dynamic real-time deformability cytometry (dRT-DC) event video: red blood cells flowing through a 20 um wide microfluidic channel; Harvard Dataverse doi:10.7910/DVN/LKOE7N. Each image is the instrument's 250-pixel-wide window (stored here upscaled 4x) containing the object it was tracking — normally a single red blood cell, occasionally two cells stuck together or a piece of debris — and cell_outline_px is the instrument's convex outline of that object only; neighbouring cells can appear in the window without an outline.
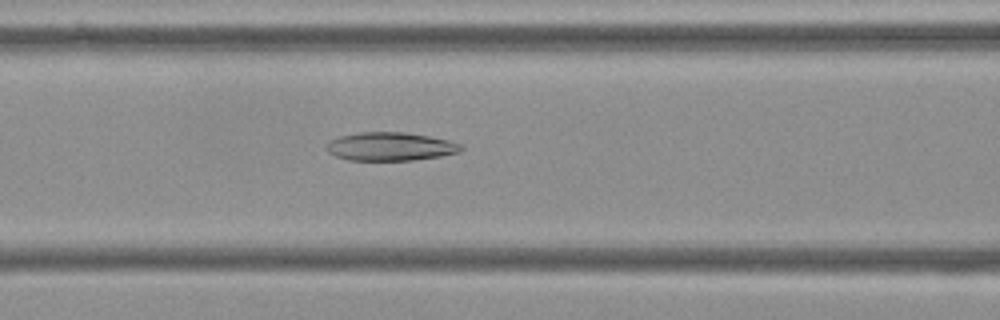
{"species": "Egyptian fruit bat (a non-hibernating species)", "species_latin": "Rousettus aegyptiacus", "temperature_condition": "cold", "stored_images_in_passage": 51, "camera_frame_rate_fps": 3000, "um_per_image_px": 0.085, "frame": {"image": 1, "passage_image": 23, "time_ms": 7.333, "image_size_px": [1000, 320], "cell_outline_px": [[464, 148], [460, 152], [440, 156], [412, 160], [348, 160], [336, 156], [328, 152], [328, 144], [332, 140], [340, 136], [360, 132], [404, 132], [428, 136], [448, 140], [460, 144]], "centroid_in_image_um": [33.21, 12.45], "position_along_channel_um": 133.4, "area_um2": 22.02}}
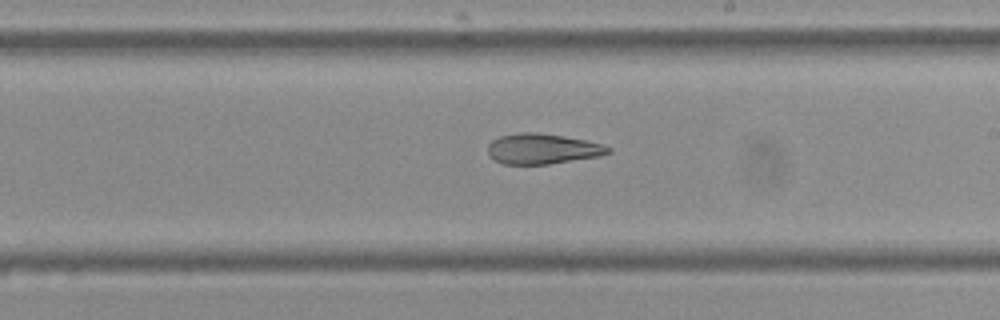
{"frame": {"image": 2, "passage_image": 32, "time_ms": 10.333, "image_size_px": [1000, 320], "cell_outline_px": [[612, 152], [600, 156], [548, 164], [504, 164], [488, 156], [488, 144], [492, 140], [500, 136], [520, 132], [536, 132], [564, 136], [584, 140], [600, 144], [612, 148]], "centroid_in_image_um": [46.09, 12.65], "position_along_channel_um": 242.9, "area_um2": 21.27}}
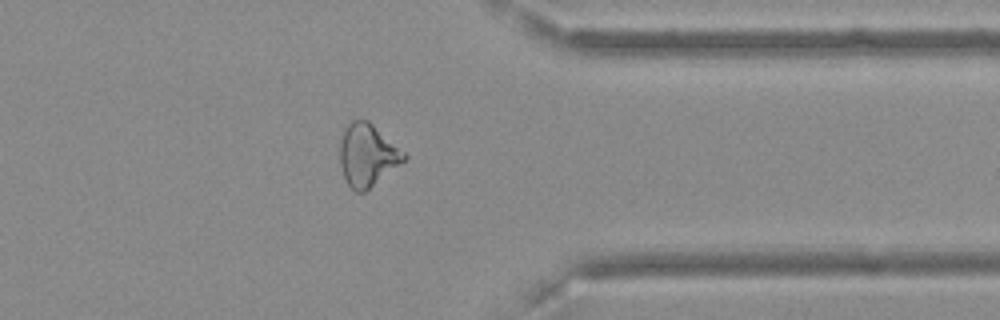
{"frame": {"image": 3, "passage_image": 44, "time_ms": 14.333, "image_size_px": [1000, 320], "cell_outline_px": [[408, 156], [404, 160], [364, 192], [356, 192], [348, 184], [344, 176], [340, 164], [340, 140], [344, 128], [352, 120], [368, 120], [404, 152]], "centroid_in_image_um": [31.19, 13.16], "position_along_channel_um": 380.2, "area_um2": 22.77}}